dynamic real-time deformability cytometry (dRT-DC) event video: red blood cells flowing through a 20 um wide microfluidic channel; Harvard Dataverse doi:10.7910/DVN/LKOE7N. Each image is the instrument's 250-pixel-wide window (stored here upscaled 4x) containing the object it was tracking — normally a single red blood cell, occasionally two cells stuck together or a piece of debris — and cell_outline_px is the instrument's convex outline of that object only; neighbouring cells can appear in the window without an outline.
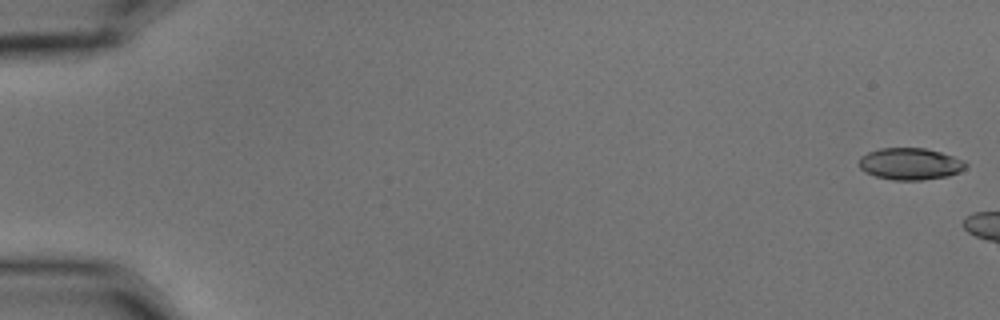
{"species": "common noctule bat (a hibernating species)", "species_latin": "Nyctalus noctula", "temperature_condition": "cold", "stored_images_in_passage": 3, "camera_frame_rate_fps": 3000, "um_per_image_px": 0.085, "animal": {"sex": "male", "body_mass_g": 15.6}, "frame": {"image": 1, "passage_image": 1, "time_ms": 0.0, "image_size_px": [1000, 320], "cell_outline_px": [[968, 164], [960, 172], [948, 176], [924, 180], [892, 180], [876, 176], [864, 172], [860, 168], [860, 156], [868, 152], [880, 148], [924, 148], [940, 152], [964, 160]], "centroid_in_image_um": [77.36, 13.93], "position_along_channel_um": 7.6, "area_um2": 19.83}}